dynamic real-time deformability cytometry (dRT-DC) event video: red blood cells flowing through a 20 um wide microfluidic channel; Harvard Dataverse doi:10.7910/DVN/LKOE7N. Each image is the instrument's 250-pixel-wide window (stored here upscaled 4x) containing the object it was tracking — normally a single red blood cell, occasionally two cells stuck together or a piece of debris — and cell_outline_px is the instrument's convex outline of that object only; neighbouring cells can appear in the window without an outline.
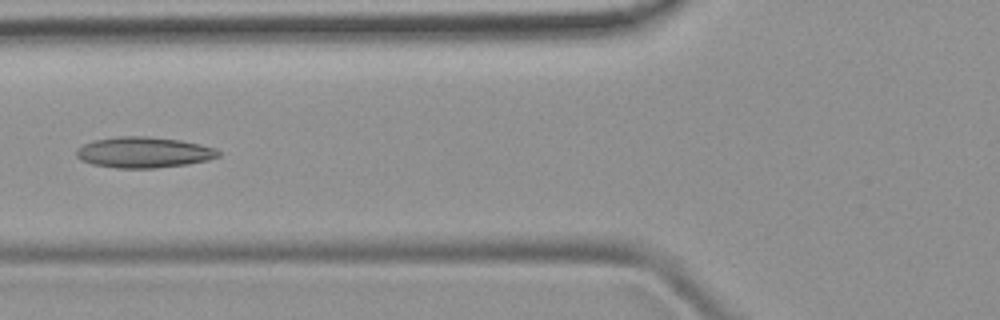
{"species": "common noctule bat (a hibernating species)", "species_latin": "Nyctalus noctula", "temperature_condition": "room temperature", "stored_images_in_passage": 5, "camera_frame_rate_fps": 3000, "um_per_image_px": 0.085, "animal": {"sex": "female", "body_mass_g": 19.9}, "frame": {"image": 1, "passage_image": 5, "time_ms": 5.333, "image_size_px": [1000, 320], "cell_outline_px": [[220, 156], [208, 160], [188, 164], [156, 168], [116, 168], [92, 164], [80, 160], [76, 156], [76, 148], [84, 144], [96, 140], [120, 136], [148, 136], [180, 140], [200, 144], [216, 148], [220, 152]], "centroid_in_image_um": [12.23, 12.95], "position_along_channel_um": 113.6, "area_um2": 25.61}}